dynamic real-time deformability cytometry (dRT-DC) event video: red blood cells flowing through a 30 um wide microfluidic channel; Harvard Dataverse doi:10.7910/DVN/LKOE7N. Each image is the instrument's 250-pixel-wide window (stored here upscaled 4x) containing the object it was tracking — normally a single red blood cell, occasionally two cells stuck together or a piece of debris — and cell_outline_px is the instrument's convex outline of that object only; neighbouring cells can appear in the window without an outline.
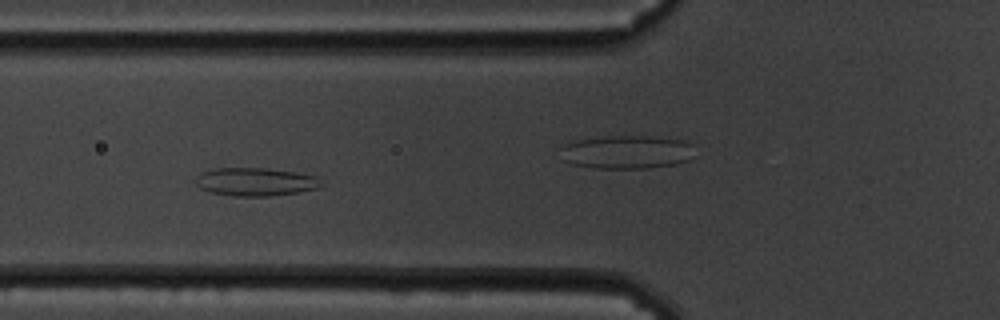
{"species": "common noctule bat (a hibernating species)", "species_latin": "Nyctalus noctula", "temperature_condition": "cold", "stored_images_in_passage": 33, "camera_frame_rate_fps": 3000, "um_per_image_px": 0.085, "animal": {"sex": "male", "body_mass_g": 19.5, "forearm_length_mm": 54.6}, "frame": {"image": 1, "passage_image": 19, "time_ms": 6.0, "image_size_px": [1000, 320], "cell_outline_px": [[324, 184], [316, 188], [296, 192], [268, 196], [232, 196], [212, 192], [200, 188], [196, 184], [196, 176], [212, 168], [264, 168], [296, 172], [316, 176]], "centroid_in_image_um": [21.7, 15.45], "position_along_channel_um": 104.1, "area_um2": 20.46}}